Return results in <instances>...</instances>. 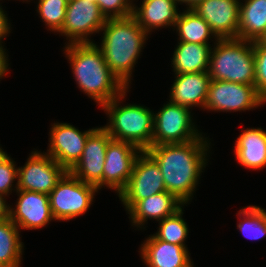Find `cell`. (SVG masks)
<instances>
[{
  "label": "cell",
  "instance_id": "1",
  "mask_svg": "<svg viewBox=\"0 0 266 267\" xmlns=\"http://www.w3.org/2000/svg\"><path fill=\"white\" fill-rule=\"evenodd\" d=\"M210 144L209 138H198L186 143L152 145L146 150L160 168L166 191L186 206L208 163Z\"/></svg>",
  "mask_w": 266,
  "mask_h": 267
},
{
  "label": "cell",
  "instance_id": "2",
  "mask_svg": "<svg viewBox=\"0 0 266 267\" xmlns=\"http://www.w3.org/2000/svg\"><path fill=\"white\" fill-rule=\"evenodd\" d=\"M63 49L77 87L99 107L128 89L110 70L95 43L66 44L65 42Z\"/></svg>",
  "mask_w": 266,
  "mask_h": 267
},
{
  "label": "cell",
  "instance_id": "3",
  "mask_svg": "<svg viewBox=\"0 0 266 267\" xmlns=\"http://www.w3.org/2000/svg\"><path fill=\"white\" fill-rule=\"evenodd\" d=\"M102 32L101 50L105 62L117 78L127 87L132 82L134 66L138 62L149 34L131 15L125 18H108Z\"/></svg>",
  "mask_w": 266,
  "mask_h": 267
},
{
  "label": "cell",
  "instance_id": "4",
  "mask_svg": "<svg viewBox=\"0 0 266 267\" xmlns=\"http://www.w3.org/2000/svg\"><path fill=\"white\" fill-rule=\"evenodd\" d=\"M129 88L101 108L108 115V123L102 126L114 140L133 144L141 151L152 146L154 111L140 104L120 103L127 96Z\"/></svg>",
  "mask_w": 266,
  "mask_h": 267
},
{
  "label": "cell",
  "instance_id": "5",
  "mask_svg": "<svg viewBox=\"0 0 266 267\" xmlns=\"http://www.w3.org/2000/svg\"><path fill=\"white\" fill-rule=\"evenodd\" d=\"M212 41L208 66L211 80L255 85L253 42L237 38Z\"/></svg>",
  "mask_w": 266,
  "mask_h": 267
},
{
  "label": "cell",
  "instance_id": "6",
  "mask_svg": "<svg viewBox=\"0 0 266 267\" xmlns=\"http://www.w3.org/2000/svg\"><path fill=\"white\" fill-rule=\"evenodd\" d=\"M98 191L95 185L83 182L68 171L48 194L55 221H70L84 215Z\"/></svg>",
  "mask_w": 266,
  "mask_h": 267
},
{
  "label": "cell",
  "instance_id": "7",
  "mask_svg": "<svg viewBox=\"0 0 266 267\" xmlns=\"http://www.w3.org/2000/svg\"><path fill=\"white\" fill-rule=\"evenodd\" d=\"M191 112L190 108L167 101L157 113H153L152 145L186 143L208 138L197 129Z\"/></svg>",
  "mask_w": 266,
  "mask_h": 267
},
{
  "label": "cell",
  "instance_id": "8",
  "mask_svg": "<svg viewBox=\"0 0 266 267\" xmlns=\"http://www.w3.org/2000/svg\"><path fill=\"white\" fill-rule=\"evenodd\" d=\"M265 103L266 100L258 93L255 85L211 80L204 111L244 112L263 107Z\"/></svg>",
  "mask_w": 266,
  "mask_h": 267
},
{
  "label": "cell",
  "instance_id": "9",
  "mask_svg": "<svg viewBox=\"0 0 266 267\" xmlns=\"http://www.w3.org/2000/svg\"><path fill=\"white\" fill-rule=\"evenodd\" d=\"M166 191L163 175L156 161L142 151L136 158L127 186L118 197L129 211L139 200Z\"/></svg>",
  "mask_w": 266,
  "mask_h": 267
},
{
  "label": "cell",
  "instance_id": "10",
  "mask_svg": "<svg viewBox=\"0 0 266 267\" xmlns=\"http://www.w3.org/2000/svg\"><path fill=\"white\" fill-rule=\"evenodd\" d=\"M105 21L96 2L68 0L64 23L58 33L66 37L67 44L95 43L90 37L100 33Z\"/></svg>",
  "mask_w": 266,
  "mask_h": 267
},
{
  "label": "cell",
  "instance_id": "11",
  "mask_svg": "<svg viewBox=\"0 0 266 267\" xmlns=\"http://www.w3.org/2000/svg\"><path fill=\"white\" fill-rule=\"evenodd\" d=\"M23 167H18V190L49 194L68 172L44 151H32Z\"/></svg>",
  "mask_w": 266,
  "mask_h": 267
},
{
  "label": "cell",
  "instance_id": "12",
  "mask_svg": "<svg viewBox=\"0 0 266 267\" xmlns=\"http://www.w3.org/2000/svg\"><path fill=\"white\" fill-rule=\"evenodd\" d=\"M94 129L82 132L70 123H52L45 153L70 171L82 157L87 138Z\"/></svg>",
  "mask_w": 266,
  "mask_h": 267
},
{
  "label": "cell",
  "instance_id": "13",
  "mask_svg": "<svg viewBox=\"0 0 266 267\" xmlns=\"http://www.w3.org/2000/svg\"><path fill=\"white\" fill-rule=\"evenodd\" d=\"M142 151L131 143L111 139L103 167V187L117 195L127 186L134 162Z\"/></svg>",
  "mask_w": 266,
  "mask_h": 267
},
{
  "label": "cell",
  "instance_id": "14",
  "mask_svg": "<svg viewBox=\"0 0 266 267\" xmlns=\"http://www.w3.org/2000/svg\"><path fill=\"white\" fill-rule=\"evenodd\" d=\"M111 139L112 137L102 126L96 127L87 138L82 157L69 172L101 190L106 149Z\"/></svg>",
  "mask_w": 266,
  "mask_h": 267
},
{
  "label": "cell",
  "instance_id": "15",
  "mask_svg": "<svg viewBox=\"0 0 266 267\" xmlns=\"http://www.w3.org/2000/svg\"><path fill=\"white\" fill-rule=\"evenodd\" d=\"M15 208L10 206V220L19 228L26 230L43 229L54 219L48 194L17 190Z\"/></svg>",
  "mask_w": 266,
  "mask_h": 267
},
{
  "label": "cell",
  "instance_id": "16",
  "mask_svg": "<svg viewBox=\"0 0 266 267\" xmlns=\"http://www.w3.org/2000/svg\"><path fill=\"white\" fill-rule=\"evenodd\" d=\"M241 0H203L193 10L210 26L218 39L238 38Z\"/></svg>",
  "mask_w": 266,
  "mask_h": 267
},
{
  "label": "cell",
  "instance_id": "17",
  "mask_svg": "<svg viewBox=\"0 0 266 267\" xmlns=\"http://www.w3.org/2000/svg\"><path fill=\"white\" fill-rule=\"evenodd\" d=\"M140 257L147 267H192L188 248L157 239L151 234L141 244Z\"/></svg>",
  "mask_w": 266,
  "mask_h": 267
},
{
  "label": "cell",
  "instance_id": "18",
  "mask_svg": "<svg viewBox=\"0 0 266 267\" xmlns=\"http://www.w3.org/2000/svg\"><path fill=\"white\" fill-rule=\"evenodd\" d=\"M174 78L169 101L190 109L195 106L204 110L211 82L208 71L175 74Z\"/></svg>",
  "mask_w": 266,
  "mask_h": 267
},
{
  "label": "cell",
  "instance_id": "19",
  "mask_svg": "<svg viewBox=\"0 0 266 267\" xmlns=\"http://www.w3.org/2000/svg\"><path fill=\"white\" fill-rule=\"evenodd\" d=\"M184 204L173 194L164 191L139 200L128 212L131 226L144 229L148 220L160 222L165 217L173 215Z\"/></svg>",
  "mask_w": 266,
  "mask_h": 267
},
{
  "label": "cell",
  "instance_id": "20",
  "mask_svg": "<svg viewBox=\"0 0 266 267\" xmlns=\"http://www.w3.org/2000/svg\"><path fill=\"white\" fill-rule=\"evenodd\" d=\"M139 6L134 4L132 16L149 35L159 28L174 27L180 13L175 0H142Z\"/></svg>",
  "mask_w": 266,
  "mask_h": 267
},
{
  "label": "cell",
  "instance_id": "21",
  "mask_svg": "<svg viewBox=\"0 0 266 267\" xmlns=\"http://www.w3.org/2000/svg\"><path fill=\"white\" fill-rule=\"evenodd\" d=\"M235 141L234 154L240 166L255 171L266 168V131L262 127L246 128Z\"/></svg>",
  "mask_w": 266,
  "mask_h": 267
},
{
  "label": "cell",
  "instance_id": "22",
  "mask_svg": "<svg viewBox=\"0 0 266 267\" xmlns=\"http://www.w3.org/2000/svg\"><path fill=\"white\" fill-rule=\"evenodd\" d=\"M237 39L251 42L266 39V0H242Z\"/></svg>",
  "mask_w": 266,
  "mask_h": 267
},
{
  "label": "cell",
  "instance_id": "23",
  "mask_svg": "<svg viewBox=\"0 0 266 267\" xmlns=\"http://www.w3.org/2000/svg\"><path fill=\"white\" fill-rule=\"evenodd\" d=\"M171 59L175 74L208 71L210 53L213 45L177 42Z\"/></svg>",
  "mask_w": 266,
  "mask_h": 267
},
{
  "label": "cell",
  "instance_id": "24",
  "mask_svg": "<svg viewBox=\"0 0 266 267\" xmlns=\"http://www.w3.org/2000/svg\"><path fill=\"white\" fill-rule=\"evenodd\" d=\"M172 29L178 33V42L210 45L209 40H218L209 24L193 9H183Z\"/></svg>",
  "mask_w": 266,
  "mask_h": 267
},
{
  "label": "cell",
  "instance_id": "25",
  "mask_svg": "<svg viewBox=\"0 0 266 267\" xmlns=\"http://www.w3.org/2000/svg\"><path fill=\"white\" fill-rule=\"evenodd\" d=\"M20 235L10 218L0 221V267H21L24 244Z\"/></svg>",
  "mask_w": 266,
  "mask_h": 267
},
{
  "label": "cell",
  "instance_id": "26",
  "mask_svg": "<svg viewBox=\"0 0 266 267\" xmlns=\"http://www.w3.org/2000/svg\"><path fill=\"white\" fill-rule=\"evenodd\" d=\"M237 217L239 218L237 229L244 237L257 241L266 237L265 208L256 205L242 207L237 212Z\"/></svg>",
  "mask_w": 266,
  "mask_h": 267
},
{
  "label": "cell",
  "instance_id": "27",
  "mask_svg": "<svg viewBox=\"0 0 266 267\" xmlns=\"http://www.w3.org/2000/svg\"><path fill=\"white\" fill-rule=\"evenodd\" d=\"M184 206L159 222L158 231L153 234L157 239L188 248L185 241L189 235V228L183 218Z\"/></svg>",
  "mask_w": 266,
  "mask_h": 267
},
{
  "label": "cell",
  "instance_id": "28",
  "mask_svg": "<svg viewBox=\"0 0 266 267\" xmlns=\"http://www.w3.org/2000/svg\"><path fill=\"white\" fill-rule=\"evenodd\" d=\"M37 3L36 11L46 28L58 34L64 23L68 0H38Z\"/></svg>",
  "mask_w": 266,
  "mask_h": 267
},
{
  "label": "cell",
  "instance_id": "29",
  "mask_svg": "<svg viewBox=\"0 0 266 267\" xmlns=\"http://www.w3.org/2000/svg\"><path fill=\"white\" fill-rule=\"evenodd\" d=\"M255 57V88L266 100V39L253 42Z\"/></svg>",
  "mask_w": 266,
  "mask_h": 267
},
{
  "label": "cell",
  "instance_id": "30",
  "mask_svg": "<svg viewBox=\"0 0 266 267\" xmlns=\"http://www.w3.org/2000/svg\"><path fill=\"white\" fill-rule=\"evenodd\" d=\"M100 12L108 18H125L133 13V5L127 0H95Z\"/></svg>",
  "mask_w": 266,
  "mask_h": 267
},
{
  "label": "cell",
  "instance_id": "31",
  "mask_svg": "<svg viewBox=\"0 0 266 267\" xmlns=\"http://www.w3.org/2000/svg\"><path fill=\"white\" fill-rule=\"evenodd\" d=\"M18 168L16 162L10 156L1 166H0V194L9 196L12 191H17L18 185L17 178ZM16 182V185L14 183ZM15 186V187H14ZM14 187V189H13Z\"/></svg>",
  "mask_w": 266,
  "mask_h": 267
},
{
  "label": "cell",
  "instance_id": "32",
  "mask_svg": "<svg viewBox=\"0 0 266 267\" xmlns=\"http://www.w3.org/2000/svg\"><path fill=\"white\" fill-rule=\"evenodd\" d=\"M1 4L2 3H0V45H2L4 42L3 39H5L11 33V23L8 20V14L5 10H3L4 8H2Z\"/></svg>",
  "mask_w": 266,
  "mask_h": 267
},
{
  "label": "cell",
  "instance_id": "33",
  "mask_svg": "<svg viewBox=\"0 0 266 267\" xmlns=\"http://www.w3.org/2000/svg\"><path fill=\"white\" fill-rule=\"evenodd\" d=\"M8 57L9 55L6 52L4 45H0V80L7 75V72H9L10 64L8 63Z\"/></svg>",
  "mask_w": 266,
  "mask_h": 267
},
{
  "label": "cell",
  "instance_id": "34",
  "mask_svg": "<svg viewBox=\"0 0 266 267\" xmlns=\"http://www.w3.org/2000/svg\"><path fill=\"white\" fill-rule=\"evenodd\" d=\"M7 196L0 194V221L10 218V204L6 201Z\"/></svg>",
  "mask_w": 266,
  "mask_h": 267
},
{
  "label": "cell",
  "instance_id": "35",
  "mask_svg": "<svg viewBox=\"0 0 266 267\" xmlns=\"http://www.w3.org/2000/svg\"><path fill=\"white\" fill-rule=\"evenodd\" d=\"M177 4L186 6V9H193L197 4L203 0H175Z\"/></svg>",
  "mask_w": 266,
  "mask_h": 267
},
{
  "label": "cell",
  "instance_id": "36",
  "mask_svg": "<svg viewBox=\"0 0 266 267\" xmlns=\"http://www.w3.org/2000/svg\"><path fill=\"white\" fill-rule=\"evenodd\" d=\"M10 157L4 149L0 146V166Z\"/></svg>",
  "mask_w": 266,
  "mask_h": 267
},
{
  "label": "cell",
  "instance_id": "37",
  "mask_svg": "<svg viewBox=\"0 0 266 267\" xmlns=\"http://www.w3.org/2000/svg\"><path fill=\"white\" fill-rule=\"evenodd\" d=\"M131 5L134 6V0H127Z\"/></svg>",
  "mask_w": 266,
  "mask_h": 267
}]
</instances>
